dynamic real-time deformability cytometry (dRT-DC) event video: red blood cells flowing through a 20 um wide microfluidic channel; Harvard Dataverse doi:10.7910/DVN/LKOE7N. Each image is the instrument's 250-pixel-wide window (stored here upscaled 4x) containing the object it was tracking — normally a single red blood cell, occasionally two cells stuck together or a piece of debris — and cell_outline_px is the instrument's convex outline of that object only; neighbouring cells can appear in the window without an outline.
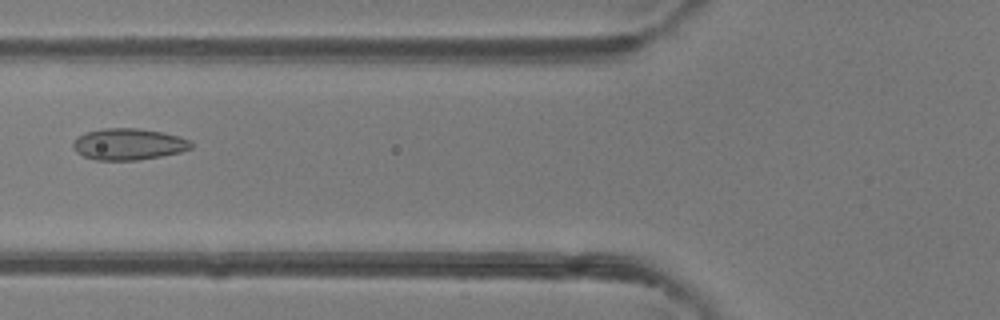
{"species": "common noctule bat (a hibernating species)", "species_latin": "Nyctalus noctula", "temperature_condition": "room temperature", "stored_images_in_passage": 42, "camera_frame_rate_fps": 3000, "um_per_image_px": 0.085, "animal": {"sex": "female"}, "frame": {"image": 1, "passage_image": 17, "time_ms": 5.333, "image_size_px": [1000, 320], "cell_outline_px": [[192, 148], [180, 152], [160, 156], [136, 160], [96, 160], [84, 156], [76, 152], [72, 148], [72, 144], [84, 132], [104, 128], [136, 128], [164, 132], [180, 136], [192, 140]], "centroid_in_image_um": [10.95, 12.25], "position_along_channel_um": 114.9, "area_um2": 21.73}}
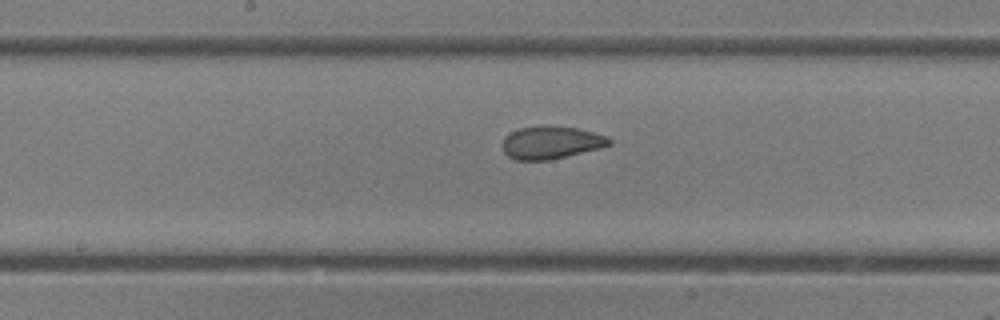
{"frame": {"image": 2, "passage_image": 23, "time_ms": 7.333, "image_size_px": [1000, 320], "cell_outline_px": [[612, 144], [600, 148], [548, 160], [516, 160], [508, 156], [504, 152], [504, 136], [520, 128], [576, 128], [608, 136], [612, 140]], "centroid_in_image_um": [46.87, 12.15], "position_along_channel_um": 201.3, "area_um2": 19.54}}
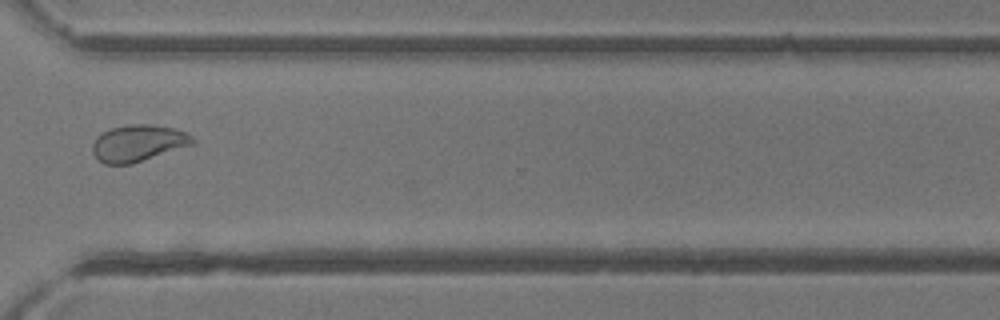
{"frame": {"image": 3, "passage_image": 34, "time_ms": 11.0, "image_size_px": [1000, 320], "cell_outline_px": [[196, 144], [132, 164], [104, 164], [92, 152], [92, 144], [96, 136], [112, 128], [128, 124], [152, 124], [176, 128], [192, 136], [196, 140]], "centroid_in_image_um": [11.78, 12.16], "position_along_channel_um": 358.8, "area_um2": 21.62}, "authors_computed_cell_mechanics": {"area_um2": 21.7039, "velocity_mm_per_s": 4.315, "shape_relaxation_time_tau1_ms": null, "shape_relaxation_time_tau2_ms": 0.5112, "deformation_change_tau1": null, "deformation_change_tau2": 0.0479}}